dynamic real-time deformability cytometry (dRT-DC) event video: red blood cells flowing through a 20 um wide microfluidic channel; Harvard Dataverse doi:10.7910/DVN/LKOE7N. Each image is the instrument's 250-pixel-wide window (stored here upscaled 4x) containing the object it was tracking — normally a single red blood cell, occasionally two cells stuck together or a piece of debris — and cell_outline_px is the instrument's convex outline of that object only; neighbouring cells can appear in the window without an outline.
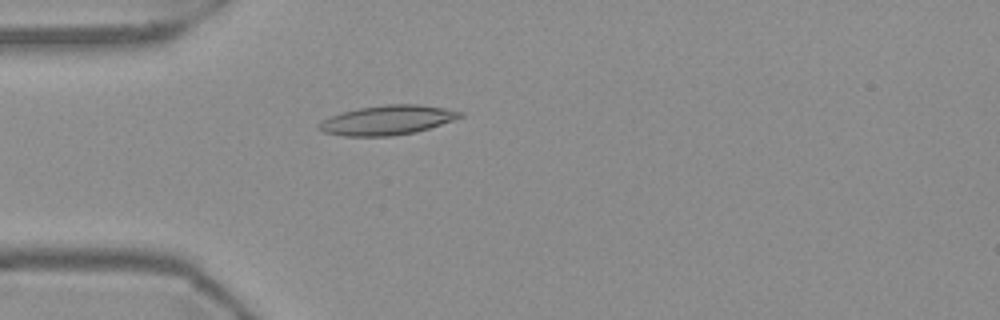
{"species": "Egyptian fruit bat (a non-hibernating species)", "species_latin": "Rousettus aegyptiacus", "temperature_condition": "warm", "stored_images_in_passage": 54, "camera_frame_rate_fps": 3000, "um_per_image_px": 0.085, "frame": {"image": 1, "passage_image": 15, "time_ms": 4.667, "image_size_px": [1000, 320], "cell_outline_px": [[464, 116], [416, 132], [392, 136], [344, 136], [324, 132], [316, 128], [316, 124], [340, 112], [356, 108], [384, 104], [416, 104], [444, 108], [464, 112]], "centroid_in_image_um": [32.89, 10.2], "position_along_channel_um": 52.1, "area_um2": 24.28}}
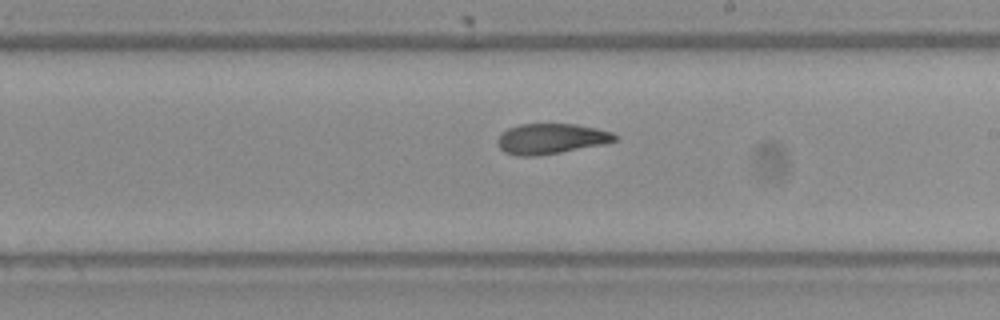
{"frame": {"image": 2, "passage_image": 31, "time_ms": 10.0, "image_size_px": [1000, 320], "cell_outline_px": [[620, 136], [616, 140], [604, 144], [560, 152], [536, 156], [516, 156], [504, 152], [500, 148], [496, 140], [508, 128], [520, 124], [576, 124], [596, 128], [612, 132]], "centroid_in_image_um": [46.85, 11.79], "position_along_channel_um": 242.1, "area_um2": 20.75}}
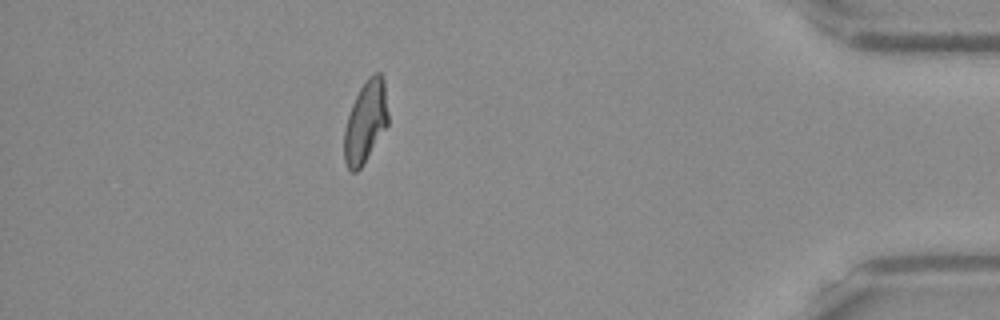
{"frame": {"image": 3, "passage_image": 48, "time_ms": 15.667, "image_size_px": [1000, 320], "cell_outline_px": [[388, 124], [360, 168], [356, 172], [352, 172], [348, 168], [344, 160], [344, 128], [352, 104], [360, 88], [368, 76], [376, 72], [380, 72], [384, 80], [388, 112]], "centroid_in_image_um": [31.07, 10.33], "position_along_channel_um": 404.1, "area_um2": 20.75}, "authors_computed_cell_mechanics": {"area_um2": 21.4149, "velocity_mm_per_s": 3.7068, "shape_relaxation_time_tau1_ms": null, "shape_relaxation_time_tau2_ms": 2.7567, "deformation_change_tau1": null, "deformation_change_tau2": 0.0913}}